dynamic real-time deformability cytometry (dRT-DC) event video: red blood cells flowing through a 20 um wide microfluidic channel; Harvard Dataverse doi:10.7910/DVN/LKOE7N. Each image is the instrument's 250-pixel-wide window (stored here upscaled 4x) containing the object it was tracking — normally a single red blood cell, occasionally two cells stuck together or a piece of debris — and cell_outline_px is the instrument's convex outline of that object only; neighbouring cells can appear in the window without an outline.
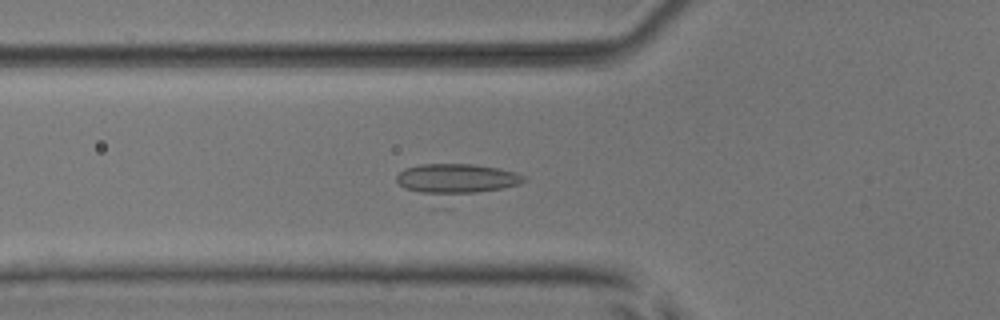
{"species": "common noctule bat (a hibernating species)", "species_latin": "Nyctalus noctula", "temperature_condition": "room temperature", "stored_images_in_passage": 43, "camera_frame_rate_fps": 3000, "um_per_image_px": 0.085, "animal": {"sex": "male", "body_mass_g": 17.9, "forearm_length_mm": 54.2}, "frame": {"image": 1, "passage_image": 19, "time_ms": 6.0, "image_size_px": [1000, 320], "cell_outline_px": [[528, 180], [520, 184], [452, 208], [432, 208], [404, 188], [396, 180], [396, 176], [404, 168], [420, 164], [472, 164], [496, 168], [516, 172], [524, 176]], "centroid_in_image_um": [38.72, 15.54], "position_along_channel_um": 87.1, "area_um2": 28.26}}
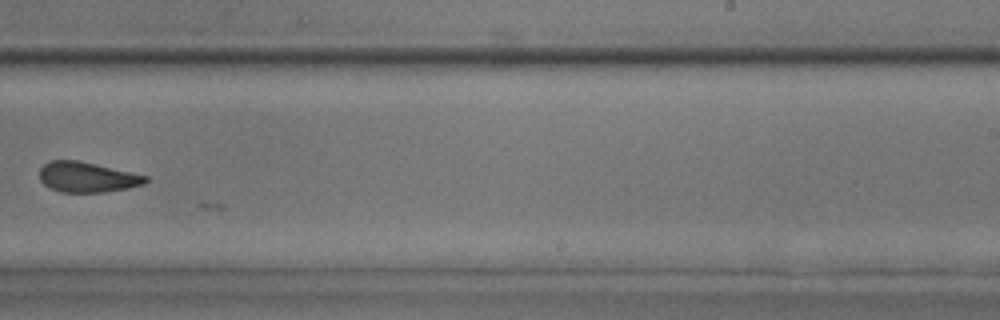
{"frame": {"image": 2, "passage_image": 34, "time_ms": 11.0, "image_size_px": [1000, 320], "cell_outline_px": [[148, 180], [144, 184], [128, 188], [104, 192], [60, 192], [44, 184], [40, 180], [40, 168], [44, 164], [52, 160], [76, 160], [148, 176]], "centroid_in_image_um": [7.4, 15.06], "position_along_channel_um": 281.6, "area_um2": 18.44}}
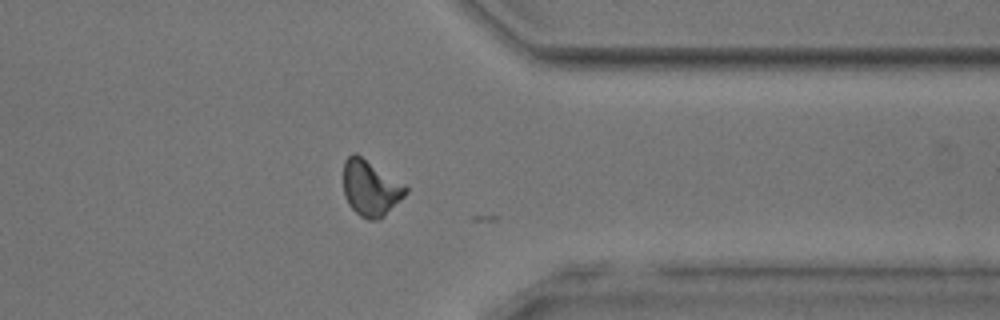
{"frame": {"image": 3, "passage_image": 42, "time_ms": 13.667, "image_size_px": [1000, 320], "cell_outline_px": [[408, 192], [380, 220], [368, 220], [360, 216], [348, 204], [344, 196], [344, 160], [352, 152], [356, 152], [404, 184], [408, 188]], "centroid_in_image_um": [31.48, 15.98], "position_along_channel_um": 379.9, "area_um2": 20.29}}